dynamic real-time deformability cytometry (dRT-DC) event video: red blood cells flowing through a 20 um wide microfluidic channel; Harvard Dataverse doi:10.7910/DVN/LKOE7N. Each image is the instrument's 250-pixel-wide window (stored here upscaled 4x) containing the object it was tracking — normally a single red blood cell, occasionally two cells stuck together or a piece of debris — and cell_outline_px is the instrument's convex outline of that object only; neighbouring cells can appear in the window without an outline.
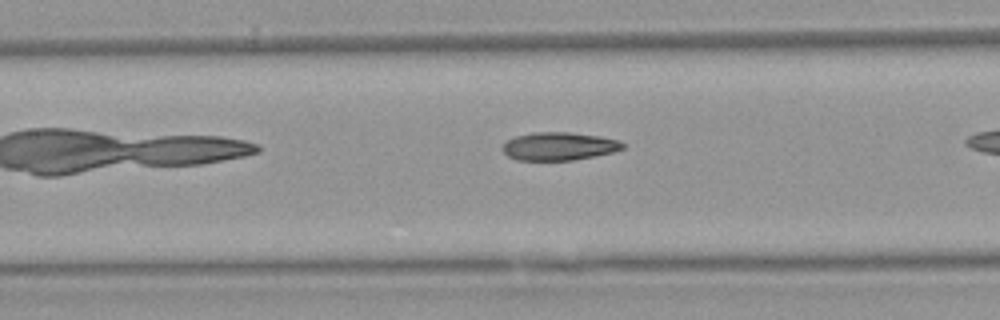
{"species": "Egyptian fruit bat (a non-hibernating species)", "species_latin": "Rousettus aegyptiacus", "temperature_condition": "warm", "stored_images_in_passage": 25, "camera_frame_rate_fps": 3000, "um_per_image_px": 0.085, "animal": {"sex": "female"}, "frame": {"image": 1, "passage_image": 8, "time_ms": 2.333, "image_size_px": [1000, 320], "cell_outline_px": [[624, 148], [612, 152], [596, 156], [572, 160], [516, 160], [508, 156], [504, 152], [504, 144], [508, 140], [516, 136], [532, 132], [568, 132], [600, 136], [620, 140], [624, 144]], "centroid_in_image_um": [47.54, 12.43], "position_along_channel_um": 159.9, "area_um2": 19.59}}
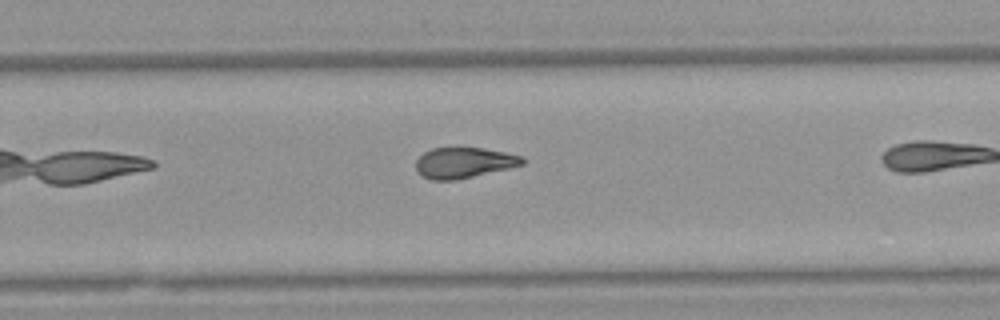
{"frame": {"image": 2, "passage_image": 18, "time_ms": 5.667, "image_size_px": [1000, 320], "cell_outline_px": [[524, 164], [508, 168], [456, 180], [432, 180], [416, 172], [416, 160], [424, 152], [432, 148], [456, 144], [484, 148], [524, 156]], "centroid_in_image_um": [39.4, 13.77], "position_along_channel_um": 290.4, "area_um2": 19.65}}